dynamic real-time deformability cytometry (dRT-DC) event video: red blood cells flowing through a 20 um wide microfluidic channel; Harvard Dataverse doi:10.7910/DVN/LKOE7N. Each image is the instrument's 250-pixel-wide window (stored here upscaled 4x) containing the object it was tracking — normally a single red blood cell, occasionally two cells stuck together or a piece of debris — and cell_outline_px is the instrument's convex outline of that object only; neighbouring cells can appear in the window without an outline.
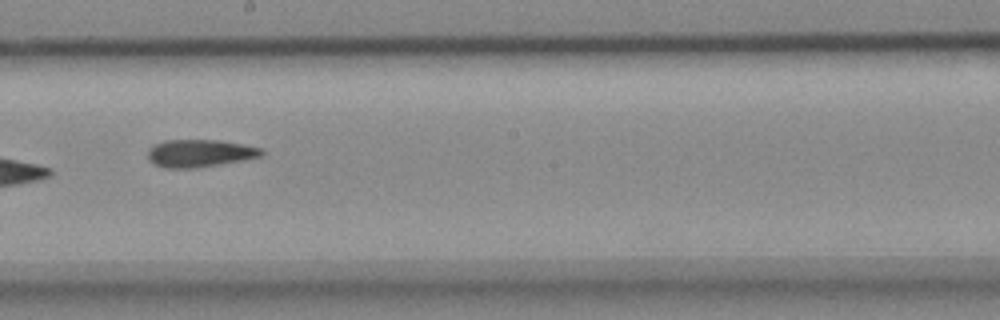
{"species": "common noctule bat (a hibernating species)", "species_latin": "Nyctalus noctula", "temperature_condition": "cold", "stored_images_in_passage": 9, "camera_frame_rate_fps": 3000, "um_per_image_px": 0.085, "animal": {"sex": "female", "body_mass_g": 18.4}, "frame": {"image": 1, "passage_image": 7, "time_ms": 2.0, "image_size_px": [1000, 320], "cell_outline_px": [[264, 152], [260, 156], [220, 164], [196, 168], [164, 168], [148, 160], [148, 148], [164, 140], [220, 140], [264, 148]], "centroid_in_image_um": [16.96, 13.02], "position_along_channel_um": 231.2, "area_um2": 18.21}}
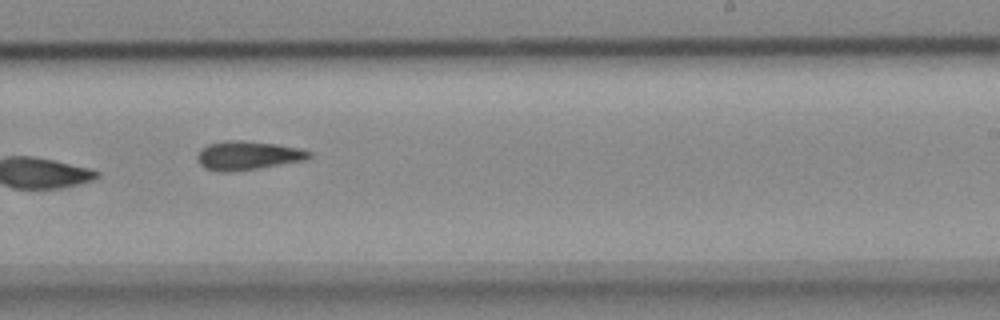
{"frame": {"image": 2, "passage_image": 8, "time_ms": 2.333, "image_size_px": [1000, 320], "cell_outline_px": [[312, 156], [308, 160], [260, 168], [228, 172], [220, 172], [204, 168], [200, 164], [196, 156], [208, 144], [224, 140], [240, 140], [276, 144], [300, 148], [312, 152]], "centroid_in_image_um": [21.1, 13.22], "position_along_channel_um": 267.9, "area_um2": 18.9}}
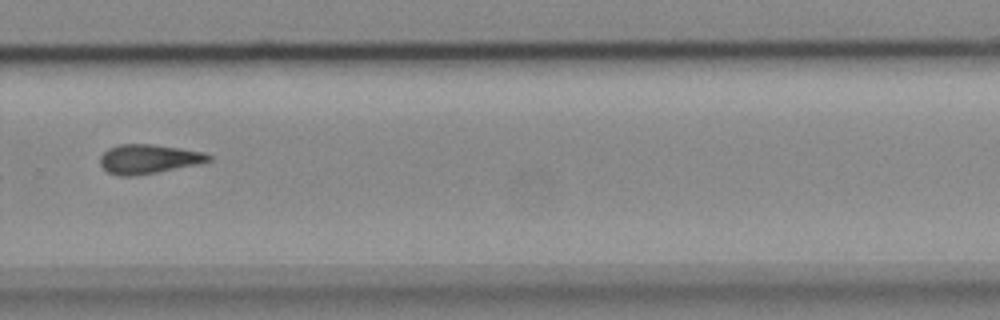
{"frame": {"image": 3, "passage_image": 9, "time_ms": 2.667, "image_size_px": [1000, 320], "cell_outline_px": [[212, 160], [196, 164], [156, 172], [132, 176], [120, 176], [108, 172], [100, 164], [100, 156], [108, 148], [120, 144], [152, 144], [180, 148], [204, 152], [212, 156]], "centroid_in_image_um": [12.61, 13.5], "position_along_channel_um": 317.2, "area_um2": 18.32}}